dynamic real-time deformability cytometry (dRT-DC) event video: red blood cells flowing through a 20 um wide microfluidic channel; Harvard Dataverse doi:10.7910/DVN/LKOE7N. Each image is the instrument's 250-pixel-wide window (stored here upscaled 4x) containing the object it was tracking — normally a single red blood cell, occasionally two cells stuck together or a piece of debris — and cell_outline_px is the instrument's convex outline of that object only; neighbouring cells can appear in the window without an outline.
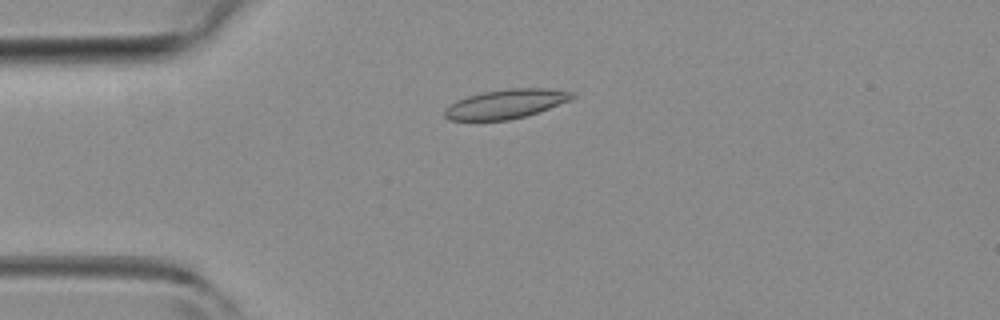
{"species": "common noctule bat (a hibernating species)", "species_latin": "Nyctalus noctula", "temperature_condition": "room temperature", "stored_images_in_passage": 31, "camera_frame_rate_fps": 3000, "um_per_image_px": 0.085, "animal": {"sex": "female", "body_mass_g": 19.3, "forearm_length_mm": 54.1}, "frame": {"image": 1, "passage_image": 1, "time_ms": 0.0, "image_size_px": [1000, 320], "cell_outline_px": [[576, 96], [572, 100], [524, 116], [508, 120], [448, 120], [444, 116], [444, 112], [456, 100], [468, 96], [484, 92], [508, 88], [544, 88], [576, 92]], "centroid_in_image_um": [43.04, 8.82], "position_along_channel_um": 42.0, "area_um2": 21.5}}
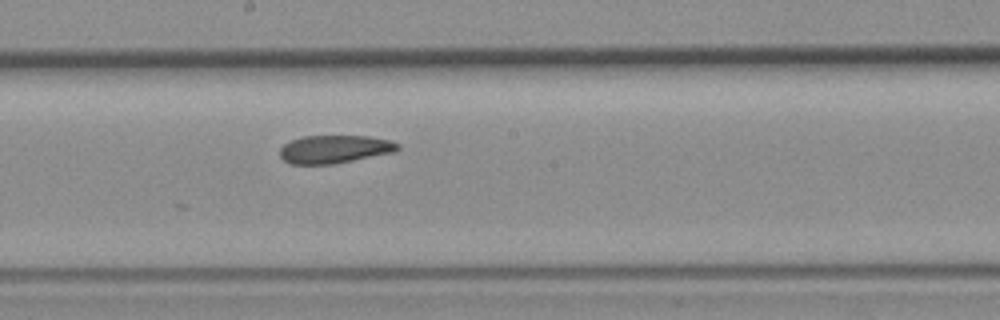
{"frame": {"image": 2, "passage_image": 15, "time_ms": 4.667, "image_size_px": [1000, 320], "cell_outline_px": [[400, 148], [396, 152], [332, 164], [288, 164], [280, 156], [280, 148], [284, 144], [292, 140], [304, 136], [368, 136], [388, 140], [400, 144]], "centroid_in_image_um": [28.44, 12.68], "position_along_channel_um": 219.8, "area_um2": 19.25}}
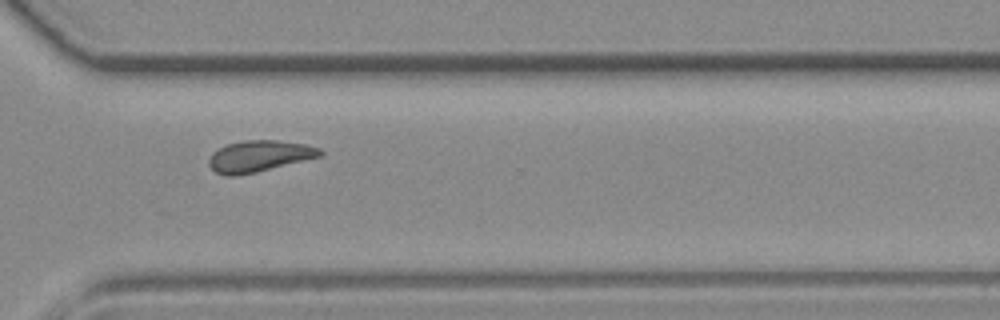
{"frame": {"image": 3, "passage_image": 24, "time_ms": 7.667, "image_size_px": [1000, 320], "cell_outline_px": [[324, 156], [256, 172], [236, 176], [224, 176], [216, 172], [208, 164], [208, 160], [212, 152], [228, 144], [244, 140], [276, 140], [304, 144], [320, 148], [324, 152]], "centroid_in_image_um": [22.05, 13.28], "position_along_channel_um": 348.5, "area_um2": 20.4}, "authors_computed_cell_mechanics": {"area_um2": 20.4034, "velocity_mm_per_s": 4.2909, "shape_relaxation_time_tau1_ms": 9.4859, "shape_relaxation_time_tau2_ms": 5.1558, "deformation_change_tau1": 0.1854, "deformation_change_tau2": 0.1116}}